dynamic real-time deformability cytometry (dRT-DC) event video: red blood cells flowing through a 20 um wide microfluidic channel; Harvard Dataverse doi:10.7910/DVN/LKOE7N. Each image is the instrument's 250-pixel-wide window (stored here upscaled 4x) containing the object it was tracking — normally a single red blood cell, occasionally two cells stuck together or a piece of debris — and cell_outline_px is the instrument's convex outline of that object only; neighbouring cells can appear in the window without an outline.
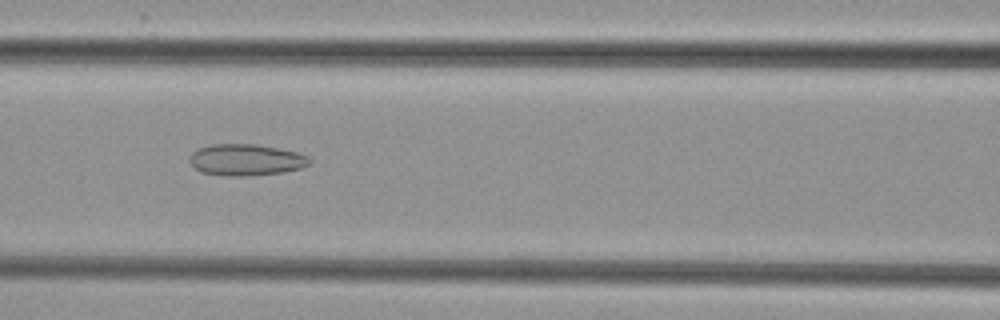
{"species": "common noctule bat (a hibernating species)", "species_latin": "Nyctalus noctula", "temperature_condition": "cold", "stored_images_in_passage": 9, "camera_frame_rate_fps": 3000, "um_per_image_px": 0.085, "animal": {"sex": "female", "body_mass_g": 29.2, "forearm_length_mm": 56.3}, "frame": {"image": 1, "passage_image": 7, "time_ms": 7.0, "image_size_px": [1000, 320], "cell_outline_px": [[312, 160], [308, 164], [300, 168], [284, 172], [240, 176], [228, 176], [200, 172], [188, 160], [188, 156], [192, 152], [200, 148], [212, 144], [256, 144], [296, 152], [308, 156]], "centroid_in_image_um": [20.88, 13.58], "position_along_channel_um": 145.7, "area_um2": 21.85}}
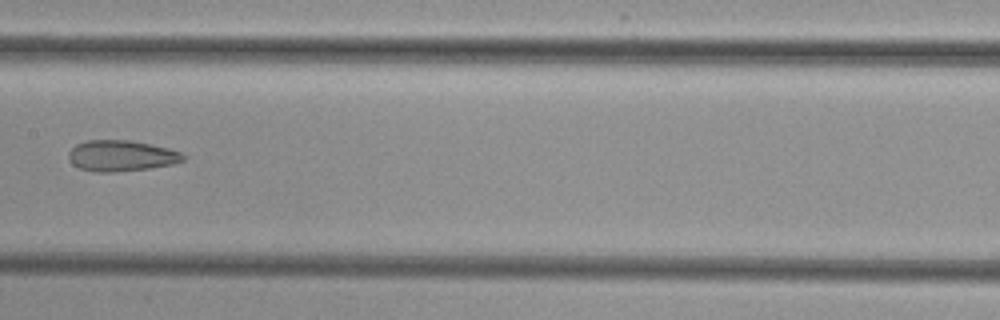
{"frame": {"image": 2, "passage_image": 8, "time_ms": 8.333, "image_size_px": [1000, 320], "cell_outline_px": [[188, 156], [184, 160], [172, 164], [148, 168], [116, 172], [96, 172], [80, 168], [72, 164], [68, 156], [68, 152], [76, 144], [88, 140], [128, 140], [168, 148], [180, 152]], "centroid_in_image_um": [10.3, 13.24], "position_along_channel_um": 197.1, "area_um2": 20.58}}
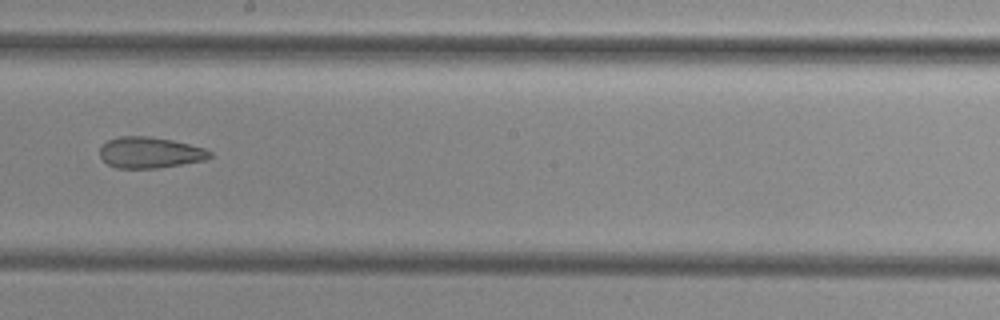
{"frame": {"image": 3, "passage_image": 9, "time_ms": 9.333, "image_size_px": [1000, 320], "cell_outline_px": [[212, 156], [204, 160], [156, 168], [116, 168], [108, 164], [100, 156], [100, 148], [108, 140], [120, 136], [148, 136], [172, 140], [204, 148], [212, 152]], "centroid_in_image_um": [12.73, 12.96], "position_along_channel_um": 235.5, "area_um2": 19.71}}